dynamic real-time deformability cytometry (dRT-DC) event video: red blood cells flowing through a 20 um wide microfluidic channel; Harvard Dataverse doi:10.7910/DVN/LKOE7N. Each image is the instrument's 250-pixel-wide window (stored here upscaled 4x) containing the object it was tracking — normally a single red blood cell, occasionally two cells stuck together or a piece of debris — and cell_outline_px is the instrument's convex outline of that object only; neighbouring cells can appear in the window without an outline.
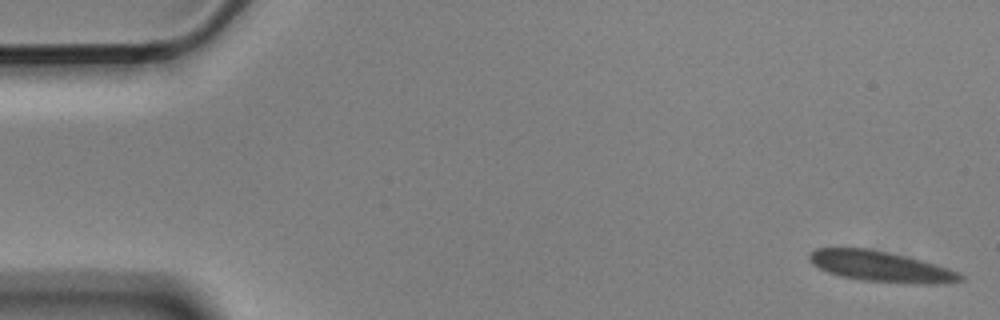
{"species": "Egyptian fruit bat (a non-hibernating species)", "species_latin": "Rousettus aegyptiacus", "temperature_condition": "cold", "stored_images_in_passage": 6, "camera_frame_rate_fps": 3000, "um_per_image_px": 0.085, "animal": {"sex": "male"}, "frame": {"image": 1, "passage_image": 1, "time_ms": 0.0, "image_size_px": [1000, 320], "cell_outline_px": [[964, 280], [936, 284], [916, 284], [860, 280], [840, 276], [828, 272], [812, 264], [808, 260], [808, 256], [816, 248], [868, 248], [888, 252], [920, 260], [948, 268], [964, 276]], "centroid_in_image_um": [74.84, 22.66], "position_along_channel_um": 10.2, "area_um2": 26.76}}